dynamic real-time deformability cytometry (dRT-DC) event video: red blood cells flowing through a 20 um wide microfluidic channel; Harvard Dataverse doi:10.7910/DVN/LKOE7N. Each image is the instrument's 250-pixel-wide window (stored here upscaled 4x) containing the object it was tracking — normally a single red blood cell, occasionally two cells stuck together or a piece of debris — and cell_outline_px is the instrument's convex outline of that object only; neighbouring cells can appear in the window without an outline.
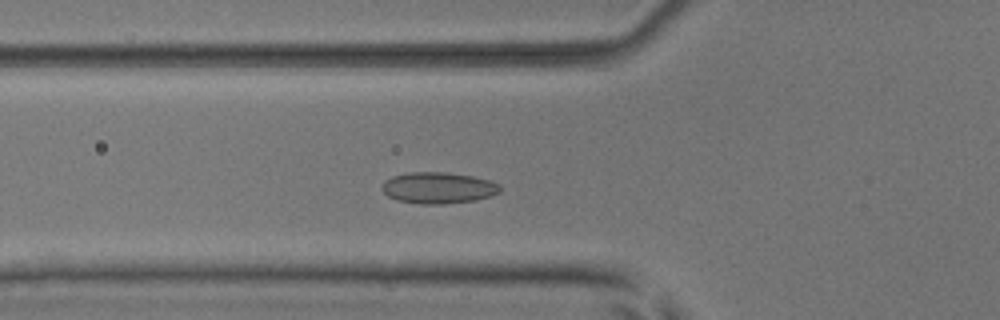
{"species": "common noctule bat (a hibernating species)", "species_latin": "Nyctalus noctula", "temperature_condition": "room temperature", "stored_images_in_passage": 35, "camera_frame_rate_fps": 3000, "um_per_image_px": 0.085, "animal": {"sex": "male", "body_mass_g": 17.9, "forearm_length_mm": 54.2}, "frame": {"image": 1, "passage_image": 14, "time_ms": 4.333, "image_size_px": [1000, 320], "cell_outline_px": [[500, 192], [492, 196], [476, 200], [444, 204], [420, 204], [396, 200], [388, 196], [380, 188], [384, 180], [392, 176], [408, 172], [444, 172], [472, 176], [488, 180], [500, 184]], "centroid_in_image_um": [37.23, 15.97], "position_along_channel_um": 88.6, "area_um2": 21.73}}
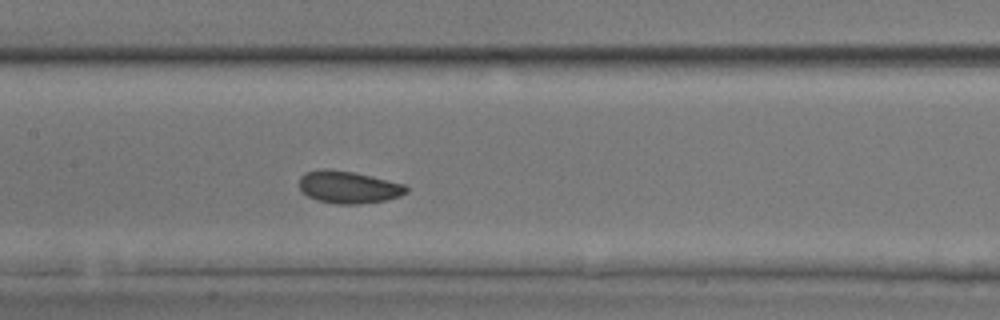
{"frame": {"image": 2, "passage_image": 21, "time_ms": 6.667, "image_size_px": [1000, 320], "cell_outline_px": [[408, 192], [400, 196], [384, 200], [360, 204], [336, 204], [316, 200], [308, 196], [300, 188], [300, 176], [304, 172], [324, 168], [352, 172], [404, 184], [408, 188]], "centroid_in_image_um": [29.6, 15.91], "position_along_channel_um": 177.8, "area_um2": 20.0}}
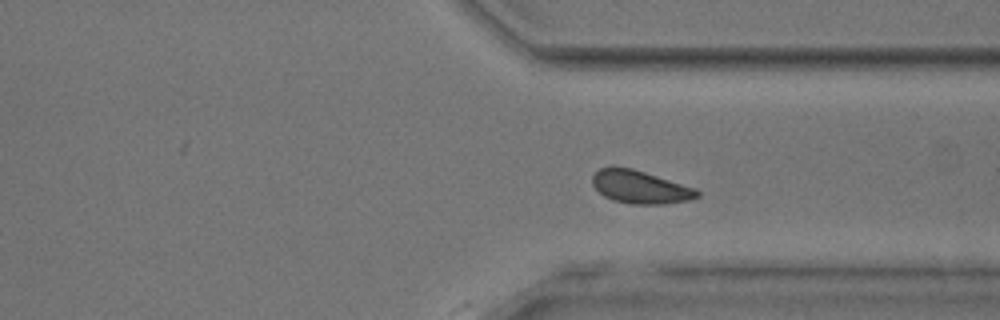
{"frame": {"image": 3, "passage_image": 35, "time_ms": 11.333, "image_size_px": [1000, 320], "cell_outline_px": [[700, 196], [688, 200], [664, 204], [632, 204], [612, 200], [604, 196], [592, 184], [592, 176], [600, 168], [632, 168], [696, 188], [700, 192]], "centroid_in_image_um": [54.44, 15.91], "position_along_channel_um": 357.0, "area_um2": 19.88}}